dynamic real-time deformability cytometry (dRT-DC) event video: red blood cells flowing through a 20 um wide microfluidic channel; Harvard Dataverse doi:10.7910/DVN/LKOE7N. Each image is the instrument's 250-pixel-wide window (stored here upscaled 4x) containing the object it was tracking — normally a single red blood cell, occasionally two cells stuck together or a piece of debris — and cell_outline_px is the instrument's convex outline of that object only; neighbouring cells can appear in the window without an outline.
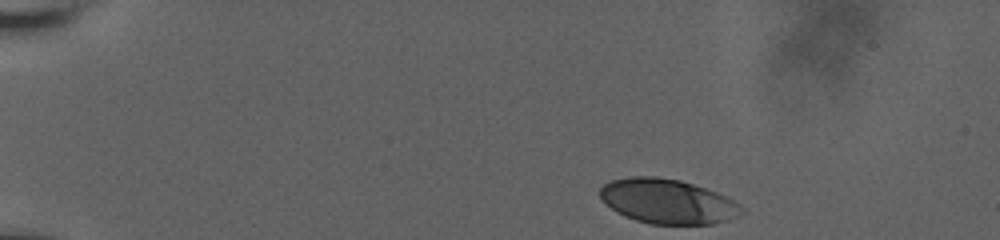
{"species": "human", "species_latin": "Homo sapiens", "temperature_condition": "room temperature", "stored_images_in_passage": 12, "camera_frame_rate_fps": 3000, "um_per_image_px": 0.085, "donor": {"sex": "male"}, "frame": {"image": 1, "passage_image": 1, "time_ms": 0.0, "image_size_px": [1000, 240], "cell_outline_px": [[744, 212], [728, 220], [712, 224], [652, 224], [636, 220], [624, 216], [616, 212], [604, 204], [600, 200], [600, 188], [604, 184], [612, 180], [632, 176], [656, 176], [680, 180], [716, 192], [732, 200], [744, 208]], "centroid_in_image_um": [56.7, 17.12], "position_along_channel_um": 28.3, "area_um2": 36.82}}
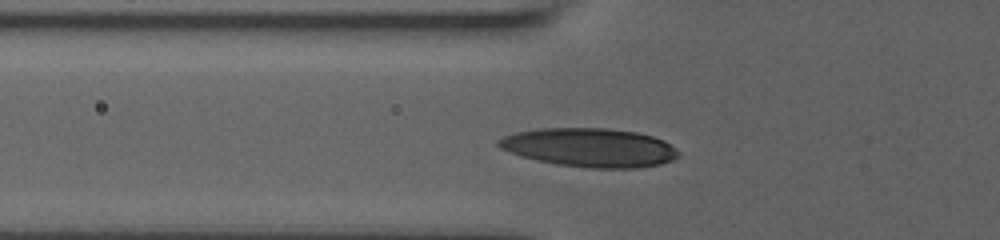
{"frame": {"image": 2, "passage_image": 9, "time_ms": 4.0, "image_size_px": [1000, 240], "cell_outline_px": [[680, 156], [672, 160], [660, 164], [636, 168], [592, 168], [556, 164], [536, 160], [520, 156], [500, 148], [496, 144], [496, 140], [504, 136], [516, 132], [536, 128], [608, 128], [636, 132], [652, 136], [664, 140], [676, 148], [680, 152]], "centroid_in_image_um": [50.12, 12.54], "position_along_channel_um": 75.7, "area_um2": 40.86}}
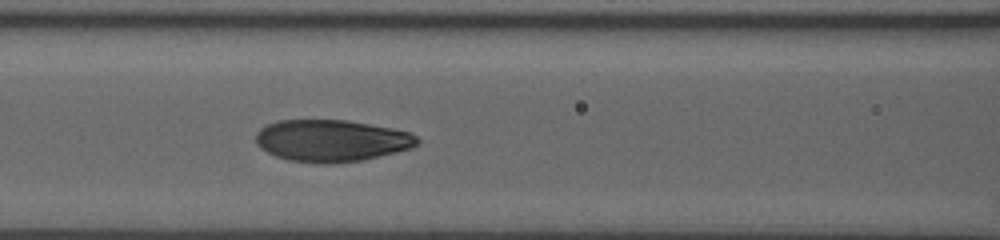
{"frame": {"image": 3, "passage_image": 12, "time_ms": 5.667, "image_size_px": [1000, 240], "cell_outline_px": [[420, 140], [412, 148], [396, 152], [360, 160], [332, 164], [316, 164], [288, 160], [276, 156], [260, 148], [256, 144], [256, 132], [260, 128], [268, 124], [280, 120], [348, 120], [392, 128], [408, 132], [416, 136]], "centroid_in_image_um": [28.15, 11.96], "position_along_channel_um": 138.5, "area_um2": 39.48}}